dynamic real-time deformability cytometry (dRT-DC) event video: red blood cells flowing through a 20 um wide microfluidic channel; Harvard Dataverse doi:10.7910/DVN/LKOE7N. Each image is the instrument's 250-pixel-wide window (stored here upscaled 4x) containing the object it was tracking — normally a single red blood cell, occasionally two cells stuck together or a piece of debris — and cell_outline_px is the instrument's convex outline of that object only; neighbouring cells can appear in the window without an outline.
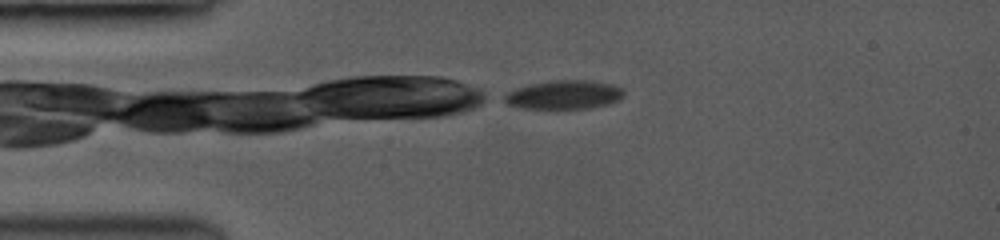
{"species": "common noctule bat (a hibernating species)", "species_latin": "Nyctalus noctula", "temperature_condition": "room temperature", "stored_images_in_passage": 4, "camera_frame_rate_fps": 3500, "um_per_image_px": 0.085, "animal": {"sex": "female", "body_mass_g": 19.0, "forearm_length_mm": 53.3}, "frame": {"image": 1, "passage_image": 1, "time_ms": 0.0, "image_size_px": [1000, 240], "cell_outline_px": [[624, 96], [620, 100], [608, 104], [588, 108], [520, 108], [508, 104], [500, 96], [516, 88], [532, 84], [560, 80], [580, 80], [608, 84], [620, 88], [624, 92]], "centroid_in_image_um": [47.91, 8.07], "position_along_channel_um": 37.1, "area_um2": 19.65}}